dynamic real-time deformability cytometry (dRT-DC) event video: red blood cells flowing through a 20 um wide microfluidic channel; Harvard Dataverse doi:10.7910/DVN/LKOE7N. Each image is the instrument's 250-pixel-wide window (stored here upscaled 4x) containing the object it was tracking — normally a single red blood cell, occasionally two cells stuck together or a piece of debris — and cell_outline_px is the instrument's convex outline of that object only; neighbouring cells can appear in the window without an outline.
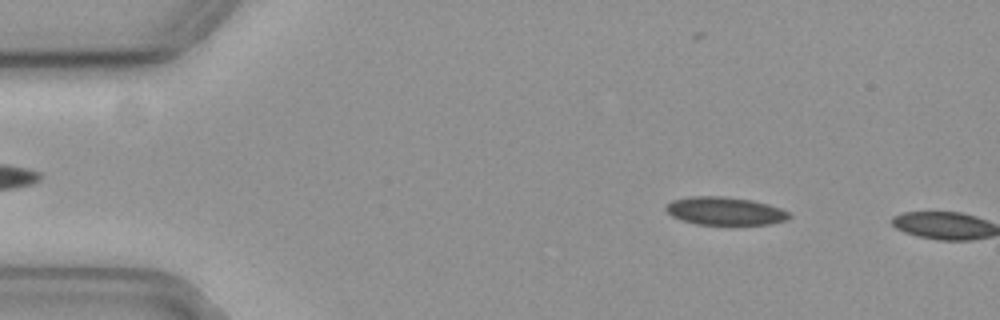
{"species": "common noctule bat (a hibernating species)", "species_latin": "Nyctalus noctula", "temperature_condition": "cold", "stored_images_in_passage": 9, "camera_frame_rate_fps": 3000, "um_per_image_px": 0.085, "animal": {"sex": "female", "body_mass_g": 19.3, "forearm_length_mm": 54.1}, "frame": {"image": 1, "passage_image": 8, "time_ms": 2.333, "image_size_px": [1000, 320], "cell_outline_px": [[788, 216], [780, 220], [760, 224], [704, 224], [688, 220], [676, 216], [668, 208], [668, 204], [680, 200], [744, 200], [760, 204], [784, 212]], "centroid_in_image_um": [61.65, 18.02], "position_along_channel_um": 23.4, "area_um2": 16.53}}